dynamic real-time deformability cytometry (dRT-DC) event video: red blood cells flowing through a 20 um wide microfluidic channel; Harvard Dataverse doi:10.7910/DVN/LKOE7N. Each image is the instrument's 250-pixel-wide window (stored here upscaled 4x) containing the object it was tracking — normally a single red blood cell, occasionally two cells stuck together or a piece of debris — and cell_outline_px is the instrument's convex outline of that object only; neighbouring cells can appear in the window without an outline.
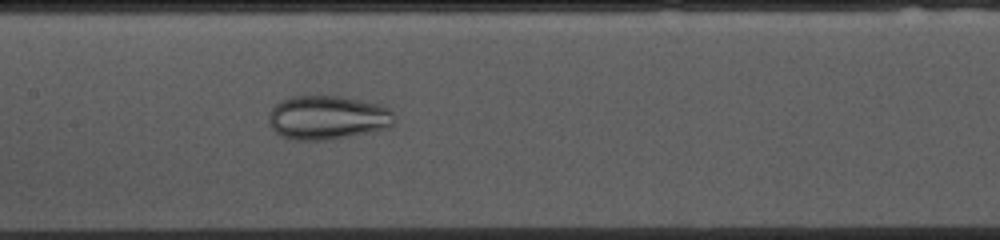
{"species": "common noctule bat (a hibernating species)", "species_latin": "Nyctalus noctula", "temperature_condition": "cold", "stored_images_in_passage": 53, "camera_frame_rate_fps": 3000, "um_per_image_px": 0.085, "animal": {"sex": "female", "body_mass_g": 10.0, "forearm_length_mm": 53.1}, "frame": {"image": 1, "passage_image": 24, "time_ms": 7.667, "image_size_px": [1000, 240], "cell_outline_px": [[396, 120], [388, 128], [328, 140], [292, 140], [280, 136], [272, 128], [268, 120], [268, 116], [272, 108], [280, 100], [292, 96], [344, 96], [376, 104], [388, 108], [392, 112]], "centroid_in_image_um": [27.81, 9.99], "position_along_channel_um": 179.6, "area_um2": 32.19}}
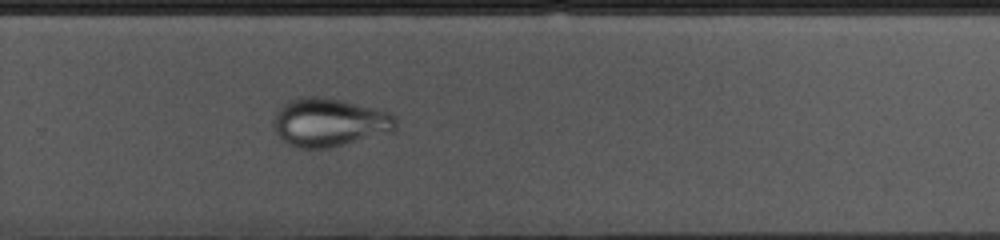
{"frame": {"image": 2, "passage_image": 34, "time_ms": 11.0, "image_size_px": [1000, 240], "cell_outline_px": [[396, 128], [392, 132], [328, 148], [300, 148], [284, 140], [276, 132], [272, 124], [272, 120], [276, 112], [284, 104], [292, 100], [308, 96], [320, 96], [340, 100], [376, 108], [388, 112], [396, 116]], "centroid_in_image_um": [28.01, 10.4], "position_along_channel_um": 301.8, "area_um2": 34.16}}
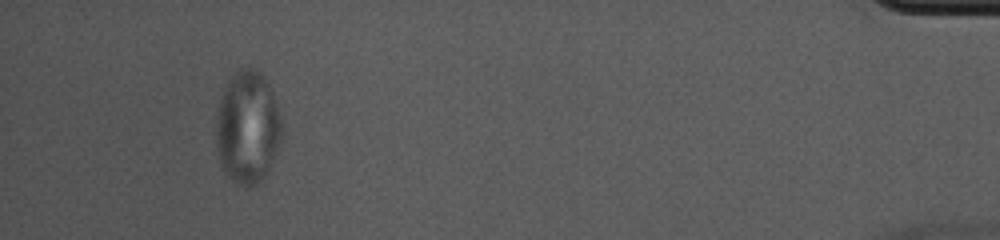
{"frame": {"image": 3, "passage_image": 49, "time_ms": 16.0, "image_size_px": [1000, 240], "cell_outline_px": [[280, 140], [268, 172], [256, 184], [248, 188], [232, 180], [224, 172], [220, 160], [216, 144], [216, 116], [224, 84], [240, 68], [256, 68], [264, 76], [272, 88], [280, 112]], "centroid_in_image_um": [21.03, 10.79], "position_along_channel_um": 414.2, "area_um2": 43.23}}